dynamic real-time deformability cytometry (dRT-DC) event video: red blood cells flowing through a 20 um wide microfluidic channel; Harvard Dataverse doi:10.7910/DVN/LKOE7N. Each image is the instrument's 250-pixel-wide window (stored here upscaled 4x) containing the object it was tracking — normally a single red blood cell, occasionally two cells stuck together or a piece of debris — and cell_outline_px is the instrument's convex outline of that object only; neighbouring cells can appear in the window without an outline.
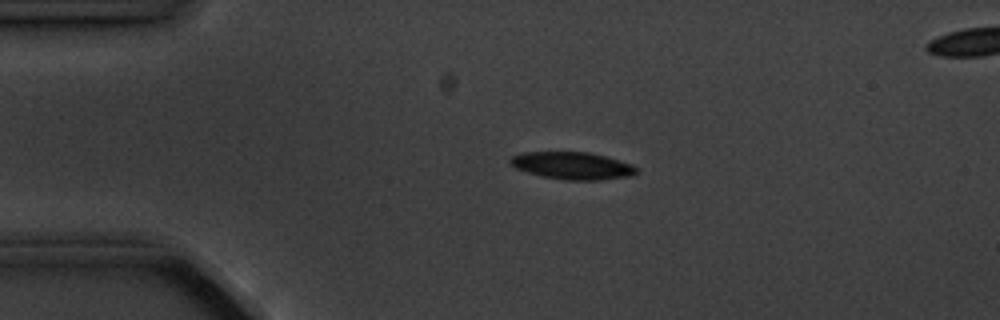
{"species": "common noctule bat (a hibernating species)", "species_latin": "Nyctalus noctula", "temperature_condition": "cold", "stored_images_in_passage": 5, "segment_of_instrument_passage": [1, 2], "camera_frame_rate_fps": 3000, "um_per_image_px": 0.085, "animal": {"sex": "male", "body_mass_g": 20.1, "forearm_length_mm": 53.5}, "frame": {"image": 1, "passage_image": 3, "time_ms": 2.333, "image_size_px": [1000, 320], "cell_outline_px": [[636, 172], [632, 176], [600, 180], [564, 180], [544, 176], [528, 172], [516, 168], [508, 160], [512, 156], [524, 152], [588, 152], [604, 156], [632, 164], [636, 168]], "centroid_in_image_um": [48.66, 14.08], "position_along_channel_um": 36.3, "area_um2": 19.88}}